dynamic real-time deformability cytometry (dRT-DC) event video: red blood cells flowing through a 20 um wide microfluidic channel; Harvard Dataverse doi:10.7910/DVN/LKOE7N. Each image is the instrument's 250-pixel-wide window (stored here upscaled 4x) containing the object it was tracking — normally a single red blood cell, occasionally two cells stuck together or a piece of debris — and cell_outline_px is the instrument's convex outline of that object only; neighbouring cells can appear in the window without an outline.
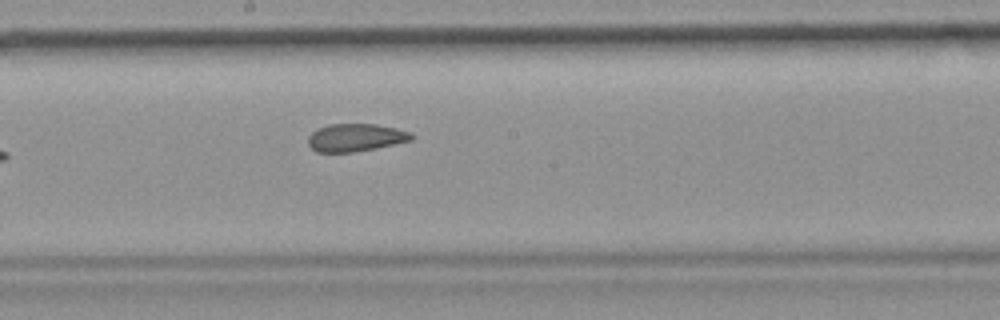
{"species": "common noctule bat (a hibernating species)", "species_latin": "Nyctalus noctula", "temperature_condition": "room temperature", "stored_images_in_passage": 8, "camera_frame_rate_fps": 3000, "um_per_image_px": 0.085, "animal": {"sex": "female", "body_mass_g": 19.9}, "frame": {"image": 1, "passage_image": 8, "time_ms": 9.0, "image_size_px": [1000, 320], "cell_outline_px": [[412, 140], [376, 148], [352, 152], [316, 152], [308, 144], [308, 136], [316, 128], [328, 124], [376, 124], [396, 128], [412, 132]], "centroid_in_image_um": [30.2, 11.68], "position_along_channel_um": 218.0, "area_um2": 16.76}}